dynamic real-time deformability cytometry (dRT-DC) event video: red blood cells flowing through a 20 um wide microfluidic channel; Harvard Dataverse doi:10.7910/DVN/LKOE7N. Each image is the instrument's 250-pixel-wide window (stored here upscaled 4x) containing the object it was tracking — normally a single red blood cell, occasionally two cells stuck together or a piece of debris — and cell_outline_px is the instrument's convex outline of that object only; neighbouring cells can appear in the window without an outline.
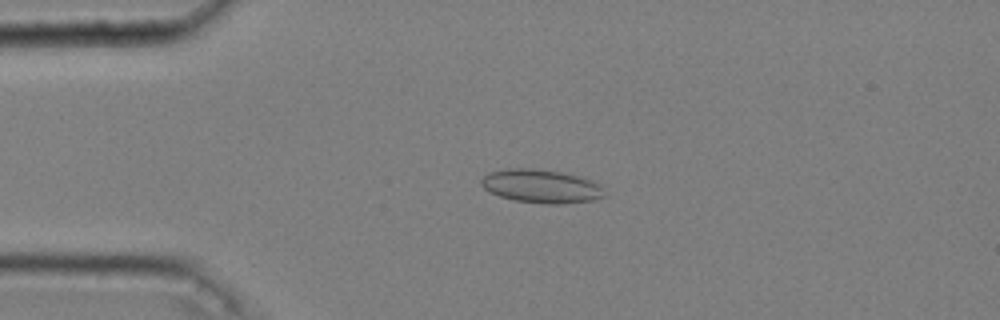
{"species": "common noctule bat (a hibernating species)", "species_latin": "Nyctalus noctula", "temperature_condition": "cold", "stored_images_in_passage": 51, "camera_frame_rate_fps": 3000, "um_per_image_px": 0.085, "animal": {"sex": "male", "body_mass_g": 20.4}, "frame": {"image": 1, "passage_image": 11, "time_ms": 3.333, "image_size_px": [1000, 320], "cell_outline_px": [[604, 196], [596, 200], [564, 204], [544, 204], [516, 200], [500, 196], [488, 192], [480, 184], [480, 180], [484, 176], [492, 172], [508, 168], [532, 168], [560, 172], [576, 176], [600, 184]], "centroid_in_image_um": [45.98, 15.84], "position_along_channel_um": 39.0, "area_um2": 23.87}}
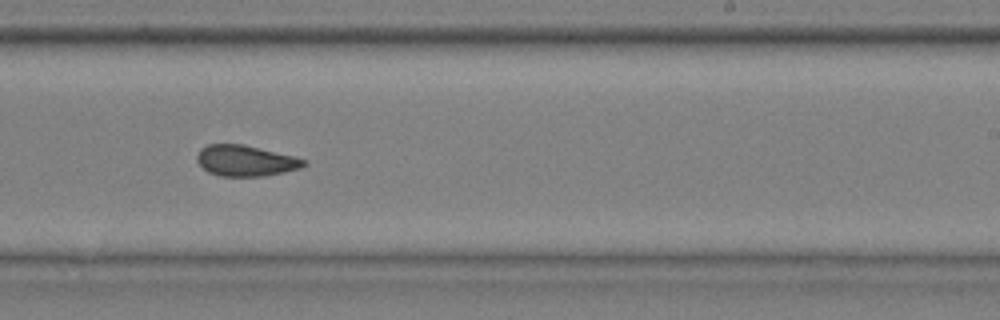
{"frame": {"image": 2, "passage_image": 32, "time_ms": 10.333, "image_size_px": [1000, 320], "cell_outline_px": [[308, 164], [300, 168], [284, 172], [264, 176], [220, 176], [208, 172], [196, 160], [196, 156], [200, 148], [208, 144], [244, 144], [308, 160]], "centroid_in_image_um": [20.87, 13.66], "position_along_channel_um": 268.1, "area_um2": 19.25}}
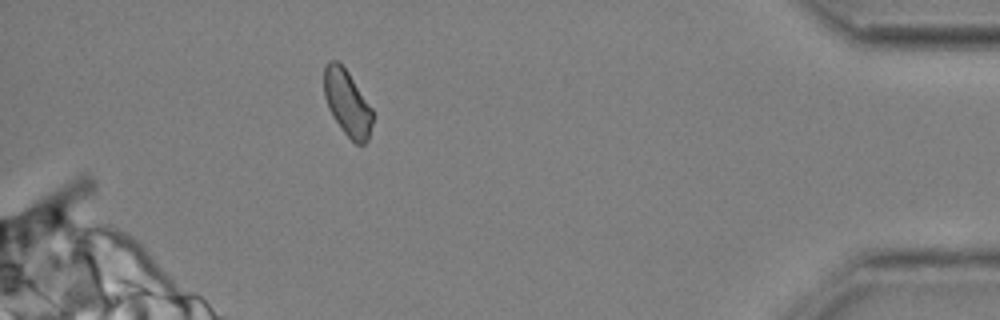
{"frame": {"image": 3, "passage_image": 47, "time_ms": 15.333, "image_size_px": [1000, 320], "cell_outline_px": [[372, 124], [368, 140], [364, 144], [356, 144], [344, 132], [332, 116], [328, 108], [324, 96], [324, 64], [328, 60], [336, 60], [348, 72], [372, 108]], "centroid_in_image_um": [29.5, 8.74], "position_along_channel_um": 405.7, "area_um2": 18.55}, "authors_computed_cell_mechanics": {"area_um2": 19.5942, "velocity_mm_per_s": 3.6439, "shape_relaxation_time_tau1_ms": null, "shape_relaxation_time_tau2_ms": 1.9448, "deformation_change_tau1": null, "deformation_change_tau2": 0.0745}}